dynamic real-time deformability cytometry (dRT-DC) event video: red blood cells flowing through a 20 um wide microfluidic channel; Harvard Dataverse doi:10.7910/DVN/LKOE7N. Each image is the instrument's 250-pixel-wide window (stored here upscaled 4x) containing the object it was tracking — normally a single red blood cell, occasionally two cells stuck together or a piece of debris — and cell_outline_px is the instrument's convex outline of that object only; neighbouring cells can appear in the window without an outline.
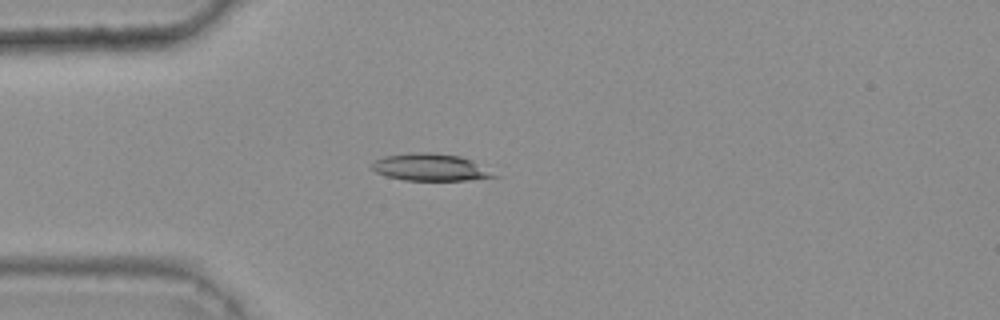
{"species": "common noctule bat (a hibernating species)", "species_latin": "Nyctalus noctula", "temperature_condition": "warm", "stored_images_in_passage": 45, "camera_frame_rate_fps": 3000, "um_per_image_px": 0.085, "animal": {"sex": "female", "body_mass_g": 25.1}, "frame": {"image": 1, "passage_image": 13, "time_ms": 4.0, "image_size_px": [1000, 320], "cell_outline_px": [[500, 176], [468, 180], [404, 180], [388, 176], [376, 172], [372, 168], [372, 164], [376, 160], [384, 156], [416, 152], [432, 152], [460, 156], [472, 160]], "centroid_in_image_um": [36.6, 14.21], "position_along_channel_um": 48.4, "area_um2": 19.13}}
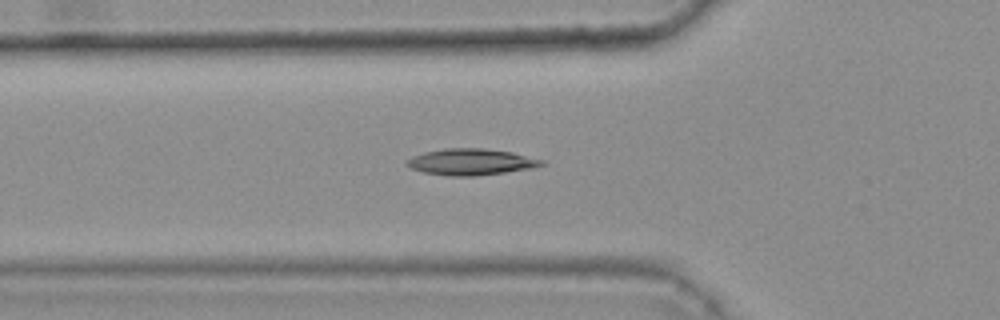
{"frame": {"image": 2, "passage_image": 17, "time_ms": 5.333, "image_size_px": [1000, 320], "cell_outline_px": [[544, 164], [532, 168], [476, 176], [448, 176], [424, 172], [412, 168], [404, 164], [404, 160], [412, 156], [424, 152], [444, 148], [484, 148], [512, 152], [544, 160]], "centroid_in_image_um": [39.99, 13.75], "position_along_channel_um": 85.8, "area_um2": 20.75}}
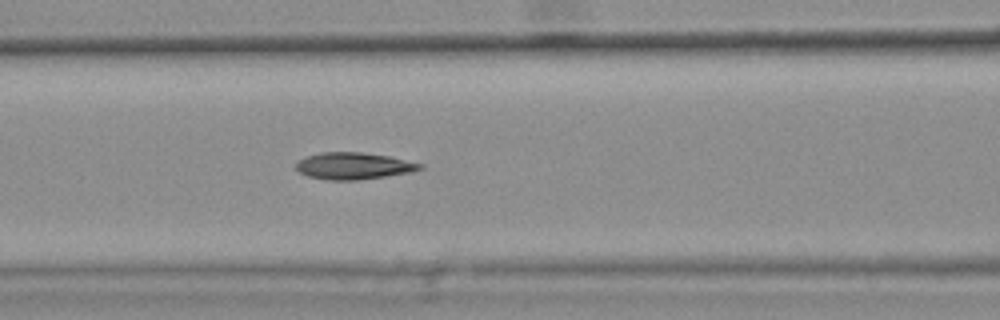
{"frame": {"image": 3, "passage_image": 21, "time_ms": 6.667, "image_size_px": [1000, 320], "cell_outline_px": [[424, 168], [412, 172], [360, 180], [328, 180], [308, 176], [300, 172], [296, 168], [296, 160], [320, 152], [360, 152], [388, 156], [424, 164]], "centroid_in_image_um": [30.06, 14.1], "position_along_channel_um": 136.5, "area_um2": 19.42}, "authors_computed_cell_mechanics": {"area_um2": 19.2474, "velocity_mm_per_s": 3.7752, "shape_relaxation_time_tau1_ms": 10.927, "shape_relaxation_time_tau2_ms": 2.5142, "deformation_change_tau1": 0.2626, "deformation_change_tau2": 0.0883}}